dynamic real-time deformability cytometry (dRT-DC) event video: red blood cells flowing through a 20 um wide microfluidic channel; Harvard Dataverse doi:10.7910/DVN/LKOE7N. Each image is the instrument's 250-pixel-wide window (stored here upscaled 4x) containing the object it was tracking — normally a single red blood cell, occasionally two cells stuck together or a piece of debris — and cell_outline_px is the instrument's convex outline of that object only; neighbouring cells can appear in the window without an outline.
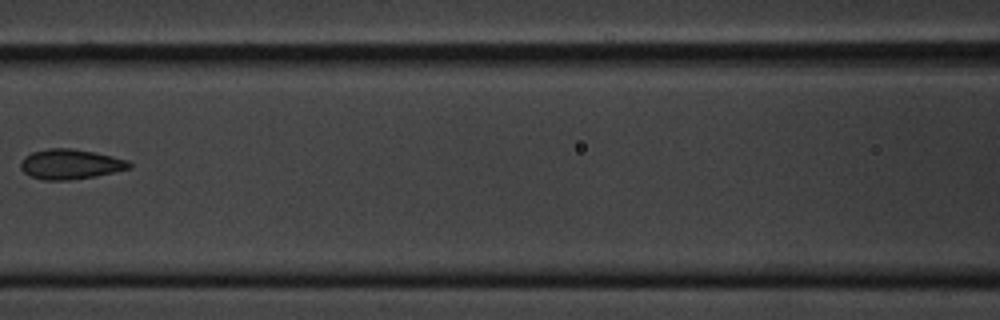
{"species": "common noctule bat (a hibernating species)", "species_latin": "Nyctalus noctula", "temperature_condition": "cold", "stored_images_in_passage": 6, "camera_frame_rate_fps": 3000, "um_per_image_px": 0.085, "animal": {"sex": "male", "body_mass_g": 20.1, "forearm_length_mm": 53.5}, "frame": {"image": 1, "passage_image": 6, "time_ms": 6.0, "image_size_px": [1000, 320], "cell_outline_px": [[132, 168], [96, 176], [72, 180], [44, 180], [32, 176], [24, 172], [20, 168], [20, 160], [24, 156], [32, 152], [48, 148], [72, 148], [96, 152], [128, 160], [132, 164]], "centroid_in_image_um": [5.99, 13.95], "position_along_channel_um": 160.6, "area_um2": 19.19}}